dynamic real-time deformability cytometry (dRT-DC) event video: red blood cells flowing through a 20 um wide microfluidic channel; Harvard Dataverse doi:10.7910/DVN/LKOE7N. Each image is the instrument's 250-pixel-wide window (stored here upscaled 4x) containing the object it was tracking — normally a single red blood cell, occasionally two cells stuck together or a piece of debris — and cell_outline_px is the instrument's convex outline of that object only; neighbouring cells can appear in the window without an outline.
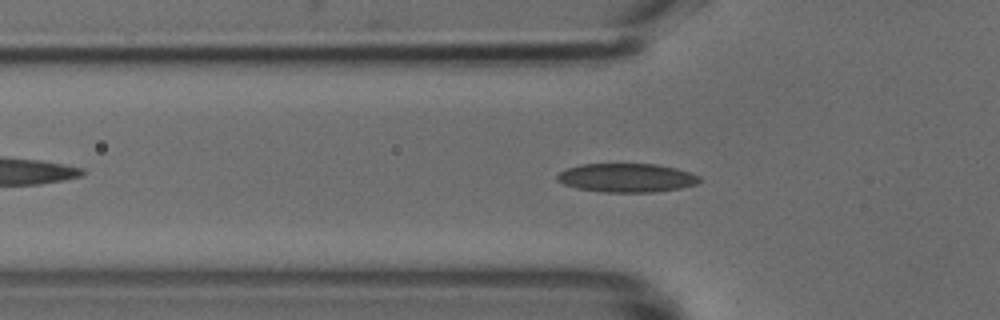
{"species": "common noctule bat (a hibernating species)", "species_latin": "Nyctalus noctula", "temperature_condition": "cold", "stored_images_in_passage": 49, "camera_frame_rate_fps": 3000, "um_per_image_px": 0.085, "animal": {"sex": "male", "body_mass_g": 18.8}, "frame": {"image": 1, "passage_image": 15, "time_ms": 4.667, "image_size_px": [1000, 320], "cell_outline_px": [[700, 180], [696, 184], [680, 188], [652, 192], [604, 192], [576, 188], [564, 184], [556, 180], [556, 176], [560, 172], [568, 168], [580, 164], [656, 164], [676, 168], [700, 176]], "centroid_in_image_um": [53.24, 15.11], "position_along_channel_um": 72.6, "area_um2": 23.76}}
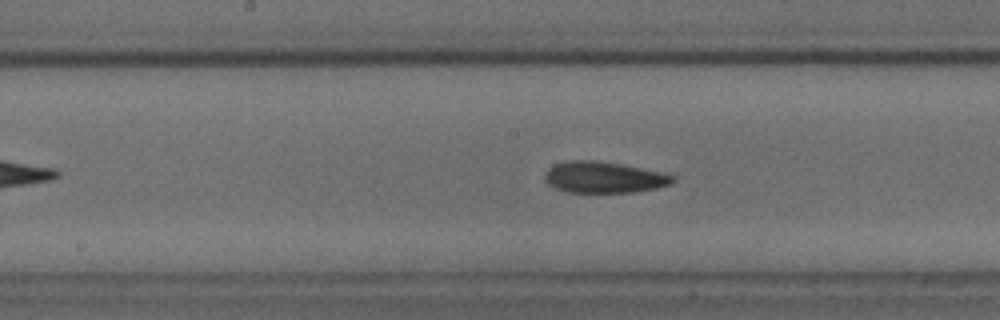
{"frame": {"image": 2, "passage_image": 24, "time_ms": 7.667, "image_size_px": [1000, 320], "cell_outline_px": [[676, 180], [672, 184], [656, 188], [632, 192], [568, 192], [556, 188], [548, 184], [544, 180], [544, 176], [548, 168], [556, 164], [568, 160], [596, 160], [620, 164], [664, 172], [676, 176]], "centroid_in_image_um": [51.36, 15.06], "position_along_channel_um": 196.8, "area_um2": 23.41}}
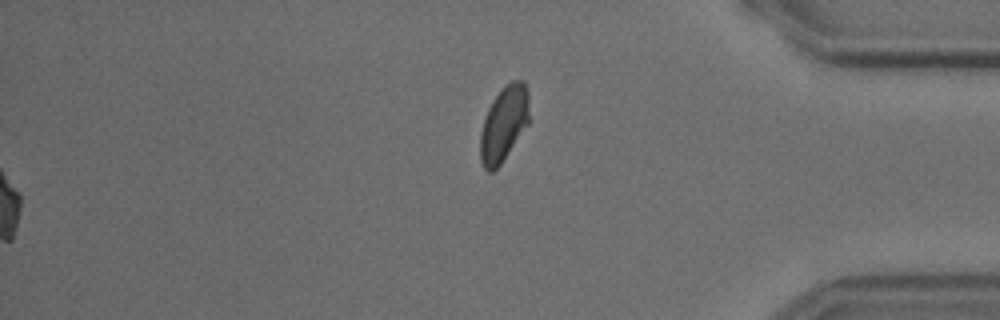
{"frame": {"image": 3, "passage_image": 49, "time_ms": 16.0, "image_size_px": [1000, 320], "cell_outline_px": [[528, 124], [500, 164], [492, 172], [488, 172], [484, 168], [480, 160], [480, 132], [488, 108], [492, 100], [512, 80], [524, 80], [528, 92]], "centroid_in_image_um": [42.81, 10.53], "position_along_channel_um": 392.4, "area_um2": 21.1}}